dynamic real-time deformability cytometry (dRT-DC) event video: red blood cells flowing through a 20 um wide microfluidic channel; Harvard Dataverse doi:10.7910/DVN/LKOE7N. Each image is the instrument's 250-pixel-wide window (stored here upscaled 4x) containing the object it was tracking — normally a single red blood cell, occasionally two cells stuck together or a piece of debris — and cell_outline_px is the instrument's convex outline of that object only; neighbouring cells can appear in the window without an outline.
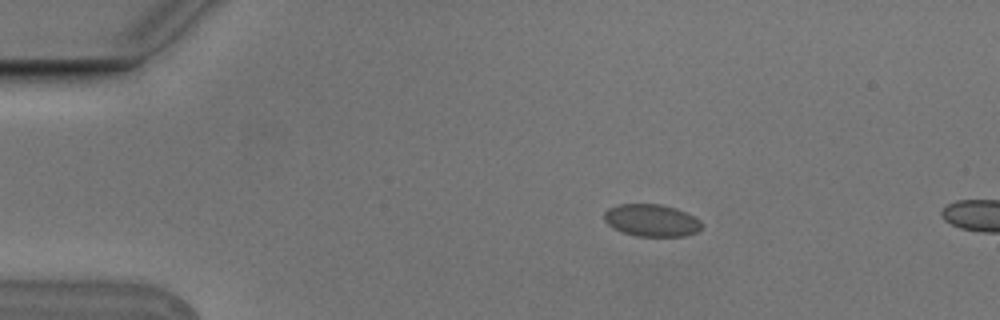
{"species": "Egyptian fruit bat (a non-hibernating species)", "species_latin": "Rousettus aegyptiacus", "temperature_condition": "cold", "stored_images_in_passage": 5, "camera_frame_rate_fps": 3000, "um_per_image_px": 0.085, "animal": {"sex": "male"}, "frame": {"image": 1, "passage_image": 4, "time_ms": 1.0, "image_size_px": [1000, 320], "cell_outline_px": [[704, 224], [696, 232], [684, 236], [636, 236], [612, 228], [604, 220], [604, 212], [608, 208], [616, 204], [660, 204], [676, 208], [700, 220]], "centroid_in_image_um": [55.35, 18.72], "position_along_channel_um": 29.6, "area_um2": 18.32}}